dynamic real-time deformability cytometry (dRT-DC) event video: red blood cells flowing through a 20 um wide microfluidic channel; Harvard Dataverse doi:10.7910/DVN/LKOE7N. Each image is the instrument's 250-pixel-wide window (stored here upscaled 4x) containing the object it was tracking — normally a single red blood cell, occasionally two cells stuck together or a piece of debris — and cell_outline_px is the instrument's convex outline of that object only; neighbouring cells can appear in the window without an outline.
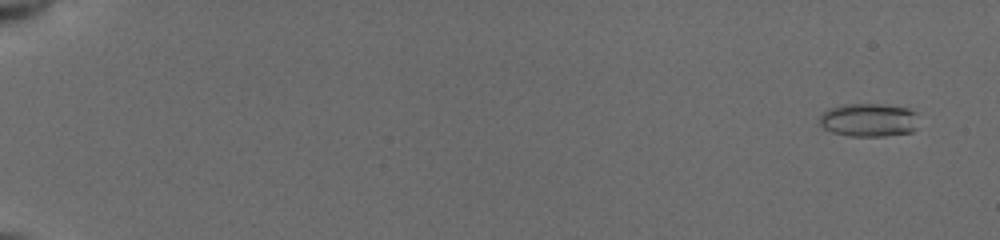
{"species": "common noctule bat (a hibernating species)", "species_latin": "Nyctalus noctula", "temperature_condition": "cold", "stored_images_in_passage": 75, "camera_frame_rate_fps": 3000, "um_per_image_px": 0.085, "animal": {"sex": "female", "body_mass_g": 19.5, "forearm_length_mm": 54.1}, "frame": {"image": 1, "passage_image": 3, "time_ms": 1.0, "image_size_px": [1000, 240], "cell_outline_px": [[916, 112], [912, 132], [884, 136], [848, 136], [832, 132], [824, 128], [820, 124], [820, 112], [828, 108], [844, 104], [880, 104], [908, 108]], "centroid_in_image_um": [73.77, 10.19], "position_along_channel_um": 11.2, "area_um2": 19.19}}
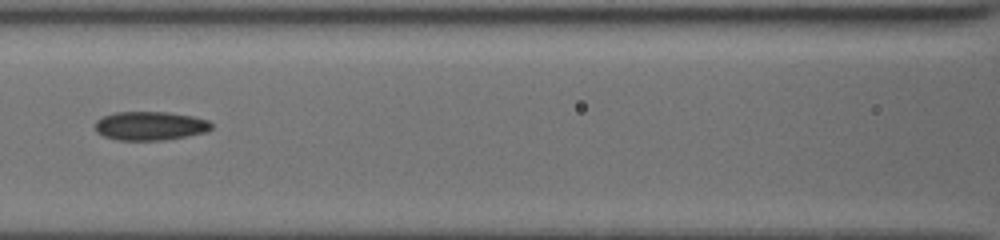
{"frame": {"image": 2, "passage_image": 37, "time_ms": 9.333, "image_size_px": [1000, 240], "cell_outline_px": [[212, 128], [208, 132], [188, 136], [164, 140], [116, 140], [104, 136], [96, 132], [96, 120], [104, 116], [116, 112], [168, 112], [192, 116], [208, 120], [212, 124]], "centroid_in_image_um": [12.79, 10.7], "position_along_channel_um": 153.8, "area_um2": 19.59}}
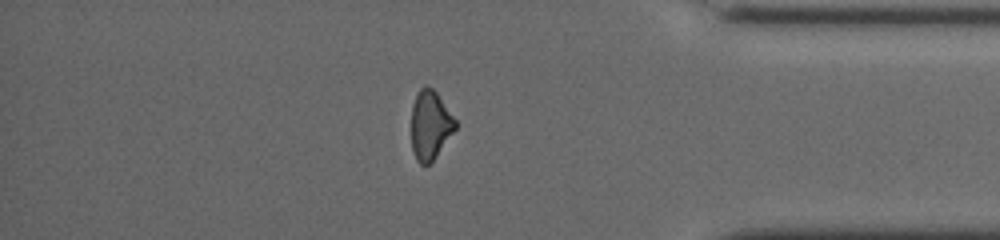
{"frame": {"image": 3, "passage_image": 65, "time_ms": 16.0, "image_size_px": [1000, 240], "cell_outline_px": [[456, 128], [432, 160], [428, 164], [420, 164], [416, 160], [412, 152], [412, 104], [420, 88], [424, 84], [432, 88], [436, 92], [456, 120]], "centroid_in_image_um": [36.55, 10.61], "position_along_channel_um": 398.7, "area_um2": 17.4}, "authors_computed_cell_mechanics": {"area_um2": 18.8428, "velocity_mm_per_s": 3.9581, "shape_relaxation_time_tau1_ms": null, "shape_relaxation_time_tau2_ms": 4.003, "deformation_change_tau1": null, "deformation_change_tau2": 0.1065}}